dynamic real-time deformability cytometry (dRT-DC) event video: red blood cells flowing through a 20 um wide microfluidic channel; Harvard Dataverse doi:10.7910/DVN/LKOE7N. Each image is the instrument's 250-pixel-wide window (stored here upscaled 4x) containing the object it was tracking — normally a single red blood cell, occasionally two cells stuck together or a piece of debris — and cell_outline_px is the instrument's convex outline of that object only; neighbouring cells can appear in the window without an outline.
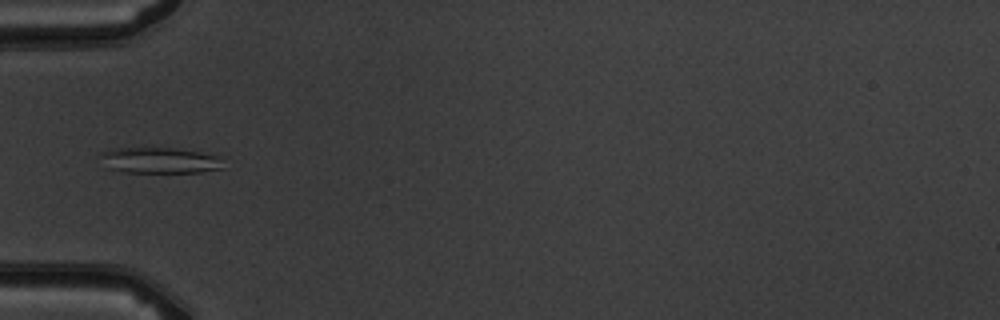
{"species": "common noctule bat (a hibernating species)", "species_latin": "Nyctalus noctula", "temperature_condition": "warm", "stored_images_in_passage": 5, "camera_frame_rate_fps": 3000, "um_per_image_px": 0.085, "animal": {"sex": "male", "body_mass_g": 19.5, "forearm_length_mm": 54.6}, "frame": {"image": 1, "passage_image": 4, "time_ms": 3.667, "image_size_px": [1000, 320], "cell_outline_px": [[224, 168], [200, 172], [120, 172], [108, 168], [96, 156], [100, 152], [112, 148], [172, 148], [224, 156]], "centroid_in_image_um": [13.56, 13.63], "position_along_channel_um": 71.4, "area_um2": 18.96}}
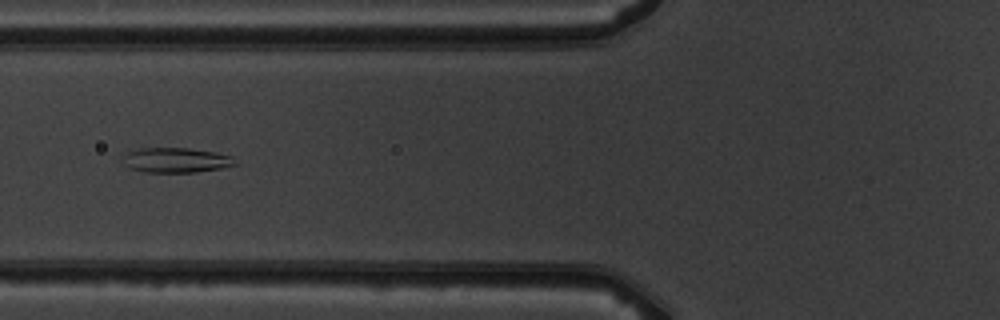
{"frame": {"image": 2, "passage_image": 5, "time_ms": 4.667, "image_size_px": [1000, 320], "cell_outline_px": [[236, 164], [220, 168], [196, 172], [144, 172], [132, 168], [124, 164], [124, 156], [128, 152], [140, 148], [188, 148], [212, 152], [232, 156]], "centroid_in_image_um": [14.95, 13.61], "position_along_channel_um": 110.9, "area_um2": 15.95}}